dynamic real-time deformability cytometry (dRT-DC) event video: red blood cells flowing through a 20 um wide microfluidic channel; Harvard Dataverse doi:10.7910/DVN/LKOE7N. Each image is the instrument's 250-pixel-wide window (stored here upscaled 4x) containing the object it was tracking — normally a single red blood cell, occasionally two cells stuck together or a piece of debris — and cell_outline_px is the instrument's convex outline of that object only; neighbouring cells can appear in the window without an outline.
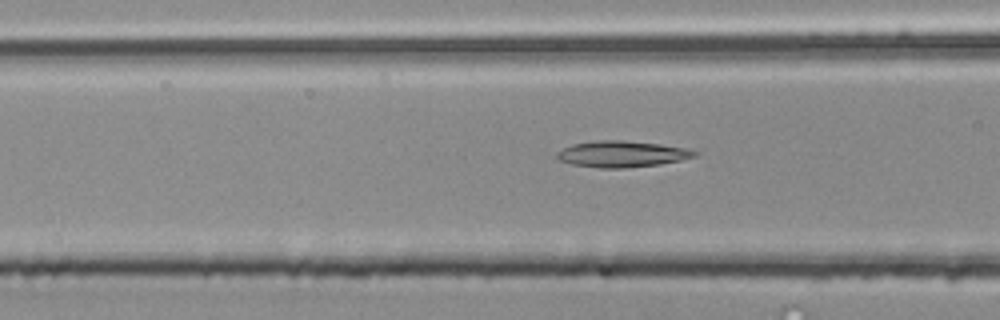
{"species": "common noctule bat (a hibernating species)", "species_latin": "Nyctalus noctula", "temperature_condition": "room temperature", "stored_images_in_passage": 21, "camera_frame_rate_fps": 3000, "um_per_image_px": 0.085, "animal": {"sex": "male", "body_mass_g": 20.4}, "frame": {"image": 1, "passage_image": 18, "time_ms": 5.667, "image_size_px": [1000, 320], "cell_outline_px": [[700, 152], [696, 156], [680, 160], [660, 164], [624, 168], [600, 168], [572, 164], [560, 160], [556, 156], [556, 152], [572, 144], [596, 140], [624, 140], [660, 144], [688, 148]], "centroid_in_image_um": [52.88, 13.08], "position_along_channel_um": 113.7, "area_um2": 21.1}}